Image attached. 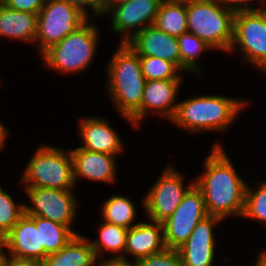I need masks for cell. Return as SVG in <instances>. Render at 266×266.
Returning a JSON list of instances; mask_svg holds the SVG:
<instances>
[{
  "mask_svg": "<svg viewBox=\"0 0 266 266\" xmlns=\"http://www.w3.org/2000/svg\"><path fill=\"white\" fill-rule=\"evenodd\" d=\"M226 154L222 144L214 143L204 160L205 172L194 181L202 192L208 215L221 219L242 217L247 187Z\"/></svg>",
  "mask_w": 266,
  "mask_h": 266,
  "instance_id": "6da1fadb",
  "label": "cell"
},
{
  "mask_svg": "<svg viewBox=\"0 0 266 266\" xmlns=\"http://www.w3.org/2000/svg\"><path fill=\"white\" fill-rule=\"evenodd\" d=\"M107 66L108 94L117 111L131 122L130 118L141 108L146 82L139 55L127 43H120Z\"/></svg>",
  "mask_w": 266,
  "mask_h": 266,
  "instance_id": "7a4b0ae2",
  "label": "cell"
},
{
  "mask_svg": "<svg viewBox=\"0 0 266 266\" xmlns=\"http://www.w3.org/2000/svg\"><path fill=\"white\" fill-rule=\"evenodd\" d=\"M246 105L243 99L223 95L196 96L178 103L171 122L191 133L224 132Z\"/></svg>",
  "mask_w": 266,
  "mask_h": 266,
  "instance_id": "3957f363",
  "label": "cell"
},
{
  "mask_svg": "<svg viewBox=\"0 0 266 266\" xmlns=\"http://www.w3.org/2000/svg\"><path fill=\"white\" fill-rule=\"evenodd\" d=\"M234 16L235 11L223 0H191L187 3L188 32L198 36L212 50L229 52Z\"/></svg>",
  "mask_w": 266,
  "mask_h": 266,
  "instance_id": "277c9868",
  "label": "cell"
},
{
  "mask_svg": "<svg viewBox=\"0 0 266 266\" xmlns=\"http://www.w3.org/2000/svg\"><path fill=\"white\" fill-rule=\"evenodd\" d=\"M23 173L24 187L73 190L77 185L70 150L50 145L38 147Z\"/></svg>",
  "mask_w": 266,
  "mask_h": 266,
  "instance_id": "5b68a950",
  "label": "cell"
},
{
  "mask_svg": "<svg viewBox=\"0 0 266 266\" xmlns=\"http://www.w3.org/2000/svg\"><path fill=\"white\" fill-rule=\"evenodd\" d=\"M98 32V28L87 20L41 55L45 67L70 74L86 69L97 54Z\"/></svg>",
  "mask_w": 266,
  "mask_h": 266,
  "instance_id": "8992f818",
  "label": "cell"
},
{
  "mask_svg": "<svg viewBox=\"0 0 266 266\" xmlns=\"http://www.w3.org/2000/svg\"><path fill=\"white\" fill-rule=\"evenodd\" d=\"M89 18L78 8L64 0H46L37 17L35 42L42 55L68 34L83 25Z\"/></svg>",
  "mask_w": 266,
  "mask_h": 266,
  "instance_id": "52a82bcc",
  "label": "cell"
},
{
  "mask_svg": "<svg viewBox=\"0 0 266 266\" xmlns=\"http://www.w3.org/2000/svg\"><path fill=\"white\" fill-rule=\"evenodd\" d=\"M236 45L245 61L266 73V10L235 12L229 53L237 49Z\"/></svg>",
  "mask_w": 266,
  "mask_h": 266,
  "instance_id": "ba28073f",
  "label": "cell"
},
{
  "mask_svg": "<svg viewBox=\"0 0 266 266\" xmlns=\"http://www.w3.org/2000/svg\"><path fill=\"white\" fill-rule=\"evenodd\" d=\"M158 180L143 197V206L150 221L163 222L179 206L184 195L194 185L184 187L183 175L173 166H167Z\"/></svg>",
  "mask_w": 266,
  "mask_h": 266,
  "instance_id": "9c48e42d",
  "label": "cell"
},
{
  "mask_svg": "<svg viewBox=\"0 0 266 266\" xmlns=\"http://www.w3.org/2000/svg\"><path fill=\"white\" fill-rule=\"evenodd\" d=\"M207 215L202 192L193 185L172 215L162 222L166 248H180L189 239L198 222Z\"/></svg>",
  "mask_w": 266,
  "mask_h": 266,
  "instance_id": "30bf717a",
  "label": "cell"
},
{
  "mask_svg": "<svg viewBox=\"0 0 266 266\" xmlns=\"http://www.w3.org/2000/svg\"><path fill=\"white\" fill-rule=\"evenodd\" d=\"M31 205L25 204V213L30 216H39L68 226L77 215V201L73 190H60L41 187H24Z\"/></svg>",
  "mask_w": 266,
  "mask_h": 266,
  "instance_id": "8fae6325",
  "label": "cell"
},
{
  "mask_svg": "<svg viewBox=\"0 0 266 266\" xmlns=\"http://www.w3.org/2000/svg\"><path fill=\"white\" fill-rule=\"evenodd\" d=\"M161 2L162 0H131L111 8L107 13H112V30L123 34L120 43H127L144 28L153 25Z\"/></svg>",
  "mask_w": 266,
  "mask_h": 266,
  "instance_id": "7c38bea8",
  "label": "cell"
},
{
  "mask_svg": "<svg viewBox=\"0 0 266 266\" xmlns=\"http://www.w3.org/2000/svg\"><path fill=\"white\" fill-rule=\"evenodd\" d=\"M181 83V80L146 81L141 108L130 118L131 124L138 127L140 121L151 111L172 120L178 106L175 101Z\"/></svg>",
  "mask_w": 266,
  "mask_h": 266,
  "instance_id": "4fadbf2b",
  "label": "cell"
},
{
  "mask_svg": "<svg viewBox=\"0 0 266 266\" xmlns=\"http://www.w3.org/2000/svg\"><path fill=\"white\" fill-rule=\"evenodd\" d=\"M220 221H223L220 217L207 215L198 222L189 239L178 248L182 266H213L215 261L213 228Z\"/></svg>",
  "mask_w": 266,
  "mask_h": 266,
  "instance_id": "5bb4252c",
  "label": "cell"
},
{
  "mask_svg": "<svg viewBox=\"0 0 266 266\" xmlns=\"http://www.w3.org/2000/svg\"><path fill=\"white\" fill-rule=\"evenodd\" d=\"M8 249L10 257L44 261L48 255L41 247L40 226L35 224V216L26 213L0 241V248Z\"/></svg>",
  "mask_w": 266,
  "mask_h": 266,
  "instance_id": "9a60e30c",
  "label": "cell"
},
{
  "mask_svg": "<svg viewBox=\"0 0 266 266\" xmlns=\"http://www.w3.org/2000/svg\"><path fill=\"white\" fill-rule=\"evenodd\" d=\"M127 44L139 56H153L174 63L181 70L179 43L154 25L147 26L133 36Z\"/></svg>",
  "mask_w": 266,
  "mask_h": 266,
  "instance_id": "2e32d148",
  "label": "cell"
},
{
  "mask_svg": "<svg viewBox=\"0 0 266 266\" xmlns=\"http://www.w3.org/2000/svg\"><path fill=\"white\" fill-rule=\"evenodd\" d=\"M70 153L73 159L75 184L78 182V178L105 183H112L116 180L117 156L80 147L71 149Z\"/></svg>",
  "mask_w": 266,
  "mask_h": 266,
  "instance_id": "e0dca14e",
  "label": "cell"
},
{
  "mask_svg": "<svg viewBox=\"0 0 266 266\" xmlns=\"http://www.w3.org/2000/svg\"><path fill=\"white\" fill-rule=\"evenodd\" d=\"M79 134L84 145L80 148L118 155L124 150L118 133L108 120L99 117L82 118L79 121Z\"/></svg>",
  "mask_w": 266,
  "mask_h": 266,
  "instance_id": "ac0fdd59",
  "label": "cell"
},
{
  "mask_svg": "<svg viewBox=\"0 0 266 266\" xmlns=\"http://www.w3.org/2000/svg\"><path fill=\"white\" fill-rule=\"evenodd\" d=\"M151 222L153 224L138 222L128 229L125 254L132 255V263L166 248L162 223Z\"/></svg>",
  "mask_w": 266,
  "mask_h": 266,
  "instance_id": "d6986e66",
  "label": "cell"
},
{
  "mask_svg": "<svg viewBox=\"0 0 266 266\" xmlns=\"http://www.w3.org/2000/svg\"><path fill=\"white\" fill-rule=\"evenodd\" d=\"M38 14L16 11L0 1V35L33 43L37 33Z\"/></svg>",
  "mask_w": 266,
  "mask_h": 266,
  "instance_id": "ffe728a7",
  "label": "cell"
},
{
  "mask_svg": "<svg viewBox=\"0 0 266 266\" xmlns=\"http://www.w3.org/2000/svg\"><path fill=\"white\" fill-rule=\"evenodd\" d=\"M89 237L77 234L60 251L48 254L44 260L45 266H94L97 262Z\"/></svg>",
  "mask_w": 266,
  "mask_h": 266,
  "instance_id": "44dd1931",
  "label": "cell"
},
{
  "mask_svg": "<svg viewBox=\"0 0 266 266\" xmlns=\"http://www.w3.org/2000/svg\"><path fill=\"white\" fill-rule=\"evenodd\" d=\"M99 228V239H95V241L90 240L96 258L98 256L103 257V250H106V252L116 253L114 254L116 256L107 259V261L131 263V261L127 260L126 256L121 255L122 252L125 253L128 229L106 221H103Z\"/></svg>",
  "mask_w": 266,
  "mask_h": 266,
  "instance_id": "7402d4cb",
  "label": "cell"
},
{
  "mask_svg": "<svg viewBox=\"0 0 266 266\" xmlns=\"http://www.w3.org/2000/svg\"><path fill=\"white\" fill-rule=\"evenodd\" d=\"M153 25L176 38L188 32L187 3L162 1Z\"/></svg>",
  "mask_w": 266,
  "mask_h": 266,
  "instance_id": "603a6c76",
  "label": "cell"
},
{
  "mask_svg": "<svg viewBox=\"0 0 266 266\" xmlns=\"http://www.w3.org/2000/svg\"><path fill=\"white\" fill-rule=\"evenodd\" d=\"M35 224L40 226L41 247L47 254L60 251L79 234L66 225L39 216H35Z\"/></svg>",
  "mask_w": 266,
  "mask_h": 266,
  "instance_id": "cb8c5ba5",
  "label": "cell"
},
{
  "mask_svg": "<svg viewBox=\"0 0 266 266\" xmlns=\"http://www.w3.org/2000/svg\"><path fill=\"white\" fill-rule=\"evenodd\" d=\"M102 210L103 221L119 225L130 229L136 224L135 219V206L133 202L125 196L112 195L104 203Z\"/></svg>",
  "mask_w": 266,
  "mask_h": 266,
  "instance_id": "d4e9b609",
  "label": "cell"
},
{
  "mask_svg": "<svg viewBox=\"0 0 266 266\" xmlns=\"http://www.w3.org/2000/svg\"><path fill=\"white\" fill-rule=\"evenodd\" d=\"M177 39L181 57V70L193 72V74L201 73L197 62L198 57L201 52L212 48L191 32L182 33Z\"/></svg>",
  "mask_w": 266,
  "mask_h": 266,
  "instance_id": "484cf974",
  "label": "cell"
},
{
  "mask_svg": "<svg viewBox=\"0 0 266 266\" xmlns=\"http://www.w3.org/2000/svg\"><path fill=\"white\" fill-rule=\"evenodd\" d=\"M141 70L146 81L149 80H182L179 68L172 62L153 56H139Z\"/></svg>",
  "mask_w": 266,
  "mask_h": 266,
  "instance_id": "4316f807",
  "label": "cell"
},
{
  "mask_svg": "<svg viewBox=\"0 0 266 266\" xmlns=\"http://www.w3.org/2000/svg\"><path fill=\"white\" fill-rule=\"evenodd\" d=\"M25 214V205L15 203L10 194L0 185V241Z\"/></svg>",
  "mask_w": 266,
  "mask_h": 266,
  "instance_id": "83f0119b",
  "label": "cell"
},
{
  "mask_svg": "<svg viewBox=\"0 0 266 266\" xmlns=\"http://www.w3.org/2000/svg\"><path fill=\"white\" fill-rule=\"evenodd\" d=\"M242 217L266 223V181L259 183L257 190L247 184Z\"/></svg>",
  "mask_w": 266,
  "mask_h": 266,
  "instance_id": "f1b7e54d",
  "label": "cell"
},
{
  "mask_svg": "<svg viewBox=\"0 0 266 266\" xmlns=\"http://www.w3.org/2000/svg\"><path fill=\"white\" fill-rule=\"evenodd\" d=\"M134 266H182L178 249L165 248L163 251L136 260Z\"/></svg>",
  "mask_w": 266,
  "mask_h": 266,
  "instance_id": "f546056e",
  "label": "cell"
},
{
  "mask_svg": "<svg viewBox=\"0 0 266 266\" xmlns=\"http://www.w3.org/2000/svg\"><path fill=\"white\" fill-rule=\"evenodd\" d=\"M8 8L38 14L46 0H0Z\"/></svg>",
  "mask_w": 266,
  "mask_h": 266,
  "instance_id": "4dcf8cb0",
  "label": "cell"
},
{
  "mask_svg": "<svg viewBox=\"0 0 266 266\" xmlns=\"http://www.w3.org/2000/svg\"><path fill=\"white\" fill-rule=\"evenodd\" d=\"M69 4H72L78 8L82 13L87 17L89 12H87L86 7H90L93 10V16H102L103 15V0H64Z\"/></svg>",
  "mask_w": 266,
  "mask_h": 266,
  "instance_id": "1f68e13d",
  "label": "cell"
},
{
  "mask_svg": "<svg viewBox=\"0 0 266 266\" xmlns=\"http://www.w3.org/2000/svg\"><path fill=\"white\" fill-rule=\"evenodd\" d=\"M232 10L249 11V10H266V0H259V4L263 7L249 6L250 2L255 0H223ZM258 1V0H257ZM265 2V3H264ZM265 5V6H264Z\"/></svg>",
  "mask_w": 266,
  "mask_h": 266,
  "instance_id": "d6a6232c",
  "label": "cell"
},
{
  "mask_svg": "<svg viewBox=\"0 0 266 266\" xmlns=\"http://www.w3.org/2000/svg\"><path fill=\"white\" fill-rule=\"evenodd\" d=\"M11 266H45L44 261L11 257Z\"/></svg>",
  "mask_w": 266,
  "mask_h": 266,
  "instance_id": "836d02e7",
  "label": "cell"
},
{
  "mask_svg": "<svg viewBox=\"0 0 266 266\" xmlns=\"http://www.w3.org/2000/svg\"><path fill=\"white\" fill-rule=\"evenodd\" d=\"M131 0H103V15L106 16L107 12L116 5L129 2Z\"/></svg>",
  "mask_w": 266,
  "mask_h": 266,
  "instance_id": "e575fe53",
  "label": "cell"
},
{
  "mask_svg": "<svg viewBox=\"0 0 266 266\" xmlns=\"http://www.w3.org/2000/svg\"><path fill=\"white\" fill-rule=\"evenodd\" d=\"M99 266H134V264L131 263H125L121 261H103L102 263H99Z\"/></svg>",
  "mask_w": 266,
  "mask_h": 266,
  "instance_id": "d590c367",
  "label": "cell"
},
{
  "mask_svg": "<svg viewBox=\"0 0 266 266\" xmlns=\"http://www.w3.org/2000/svg\"><path fill=\"white\" fill-rule=\"evenodd\" d=\"M8 131L5 126L0 122V150L4 149L5 139L7 138Z\"/></svg>",
  "mask_w": 266,
  "mask_h": 266,
  "instance_id": "8d00e7d4",
  "label": "cell"
},
{
  "mask_svg": "<svg viewBox=\"0 0 266 266\" xmlns=\"http://www.w3.org/2000/svg\"><path fill=\"white\" fill-rule=\"evenodd\" d=\"M5 251L0 248V266H11V257L6 255Z\"/></svg>",
  "mask_w": 266,
  "mask_h": 266,
  "instance_id": "74e56055",
  "label": "cell"
},
{
  "mask_svg": "<svg viewBox=\"0 0 266 266\" xmlns=\"http://www.w3.org/2000/svg\"><path fill=\"white\" fill-rule=\"evenodd\" d=\"M255 266H266V256L262 252L259 254Z\"/></svg>",
  "mask_w": 266,
  "mask_h": 266,
  "instance_id": "f35d334b",
  "label": "cell"
},
{
  "mask_svg": "<svg viewBox=\"0 0 266 266\" xmlns=\"http://www.w3.org/2000/svg\"><path fill=\"white\" fill-rule=\"evenodd\" d=\"M164 2H177V3H188L191 0H162Z\"/></svg>",
  "mask_w": 266,
  "mask_h": 266,
  "instance_id": "ab89813d",
  "label": "cell"
}]
</instances>
